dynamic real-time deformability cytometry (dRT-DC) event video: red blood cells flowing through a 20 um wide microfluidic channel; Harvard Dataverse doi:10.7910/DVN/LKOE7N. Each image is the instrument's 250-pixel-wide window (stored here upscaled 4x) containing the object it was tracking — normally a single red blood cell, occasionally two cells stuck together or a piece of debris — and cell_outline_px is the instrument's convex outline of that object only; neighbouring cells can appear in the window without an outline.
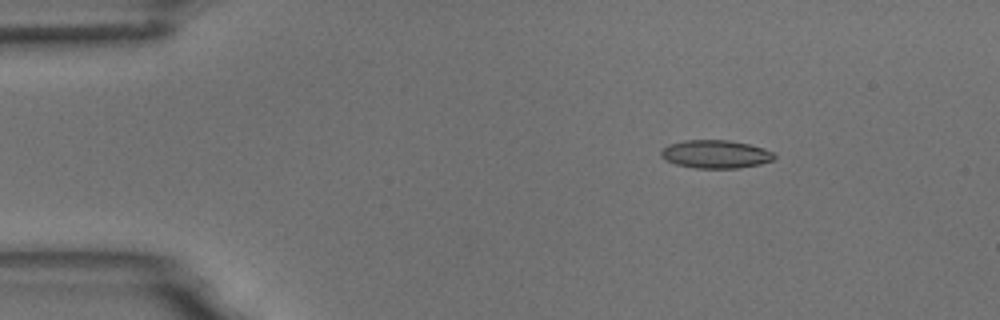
{"species": "common noctule bat (a hibernating species)", "species_latin": "Nyctalus noctula", "temperature_condition": "room temperature", "stored_images_in_passage": 6, "camera_frame_rate_fps": 3000, "um_per_image_px": 0.085, "animal": {"sex": "male", "body_mass_g": 18.8}, "frame": {"image": 1, "passage_image": 3, "time_ms": 2.333, "image_size_px": [1000, 320], "cell_outline_px": [[776, 156], [772, 160], [760, 164], [740, 168], [696, 168], [676, 164], [660, 156], [660, 152], [668, 144], [684, 140], [732, 140], [764, 148], [772, 152]], "centroid_in_image_um": [60.83, 13.1], "position_along_channel_um": 24.2, "area_um2": 18.55}}
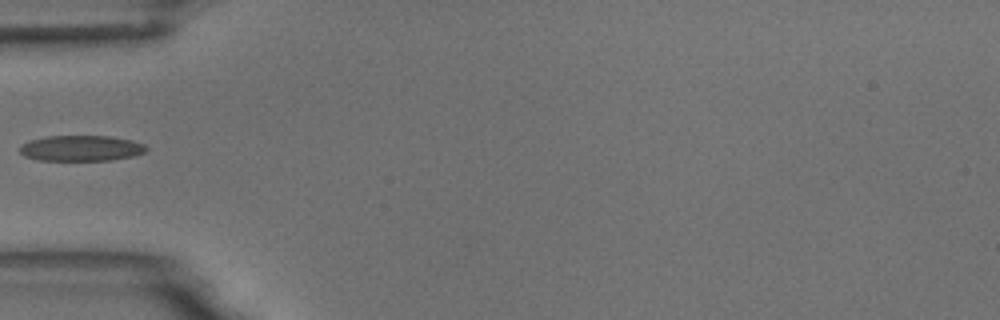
{"frame": {"image": 2, "passage_image": 6, "time_ms": 5.667, "image_size_px": [1000, 320], "cell_outline_px": [[148, 148], [144, 152], [136, 156], [112, 160], [40, 160], [24, 156], [20, 152], [20, 144], [28, 140], [48, 136], [108, 136], [132, 140], [144, 144]], "centroid_in_image_um": [6.9, 12.6], "position_along_channel_um": 78.1, "area_um2": 19.02}}